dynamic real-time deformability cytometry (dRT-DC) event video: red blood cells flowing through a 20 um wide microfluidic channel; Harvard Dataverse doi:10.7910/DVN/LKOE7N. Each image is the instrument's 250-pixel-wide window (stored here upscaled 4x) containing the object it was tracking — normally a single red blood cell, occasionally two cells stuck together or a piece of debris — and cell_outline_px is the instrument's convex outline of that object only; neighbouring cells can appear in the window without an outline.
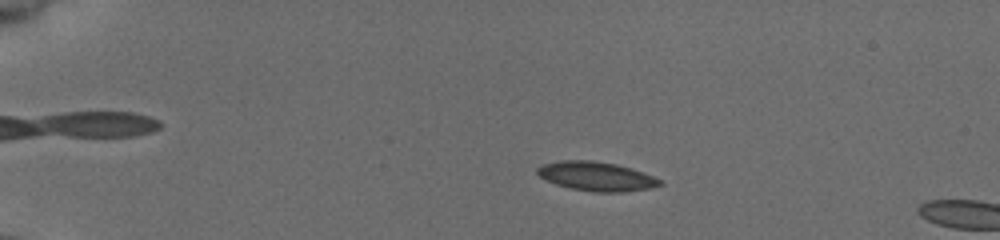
{"species": "common noctule bat (a hibernating species)", "species_latin": "Nyctalus noctula", "temperature_condition": "cold", "stored_images_in_passage": 54, "camera_frame_rate_fps": 3000, "um_per_image_px": 0.085, "animal": {"sex": "female", "body_mass_g": 19.5, "forearm_length_mm": 54.1}, "frame": {"image": 1, "passage_image": 12, "time_ms": 3.667, "image_size_px": [1000, 240], "cell_outline_px": [[664, 184], [648, 188], [620, 192], [592, 192], [568, 188], [556, 184], [540, 176], [536, 172], [536, 168], [544, 164], [560, 160], [592, 160], [616, 164], [632, 168], [644, 172], [664, 180]], "centroid_in_image_um": [50.72, 14.98], "position_along_channel_um": 34.3, "area_um2": 20.92}}
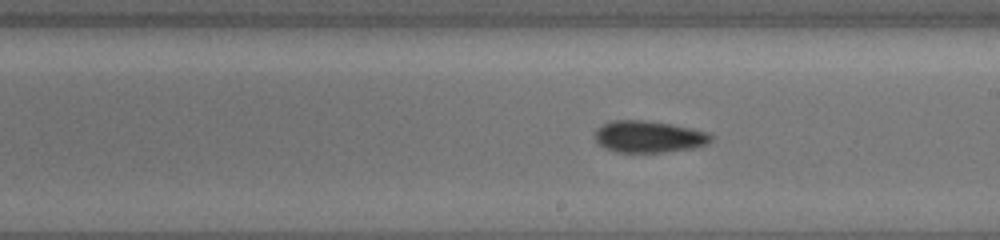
{"frame": {"image": 2, "passage_image": 33, "time_ms": 10.667, "image_size_px": [1000, 240], "cell_outline_px": [[712, 140], [708, 144], [692, 148], [664, 152], [616, 152], [604, 148], [596, 144], [596, 128], [612, 120], [644, 120], [672, 124], [708, 132], [712, 136]], "centroid_in_image_um": [55.13, 11.62], "position_along_channel_um": 233.9, "area_um2": 21.56}}
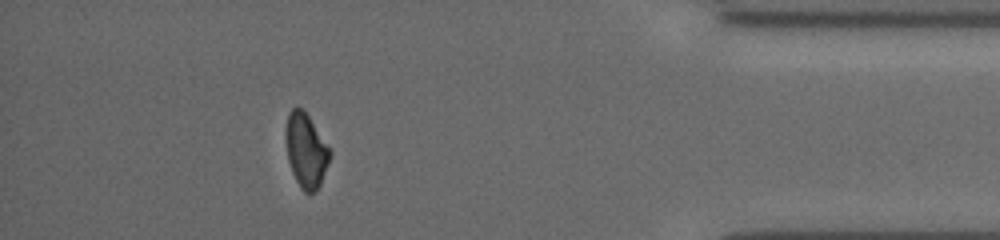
{"frame": {"image": 3, "passage_image": 49, "time_ms": 16.0, "image_size_px": [1000, 240], "cell_outline_px": [[332, 152], [328, 164], [320, 184], [316, 192], [304, 192], [300, 188], [292, 172], [288, 160], [284, 136], [288, 112], [292, 108], [300, 108], [308, 116]], "centroid_in_image_um": [25.98, 12.81], "position_along_channel_um": 409.2, "area_um2": 18.96}, "authors_computed_cell_mechanics": {"area_um2": 20.3456, "velocity_mm_per_s": 3.9477, "shape_relaxation_time_tau1_ms": 3.7551, "shape_relaxation_time_tau2_ms": 4.8295, "deformation_change_tau1": 0.087, "deformation_change_tau2": 0.0911}}